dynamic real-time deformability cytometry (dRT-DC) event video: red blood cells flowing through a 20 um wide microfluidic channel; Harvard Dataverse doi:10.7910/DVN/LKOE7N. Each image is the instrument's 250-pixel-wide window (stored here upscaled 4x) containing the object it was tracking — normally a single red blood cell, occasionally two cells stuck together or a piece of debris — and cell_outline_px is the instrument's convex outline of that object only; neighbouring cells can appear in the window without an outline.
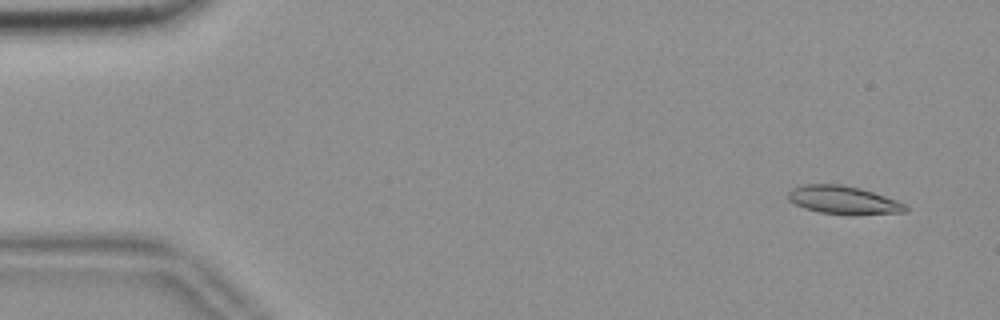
{"species": "common noctule bat (a hibernating species)", "species_latin": "Nyctalus noctula", "temperature_condition": "room temperature", "stored_images_in_passage": 56, "camera_frame_rate_fps": 3000, "um_per_image_px": 0.085, "animal": {"sex": "female", "body_mass_g": 18.4}, "frame": {"image": 1, "passage_image": 4, "time_ms": 1.0, "image_size_px": [1000, 320], "cell_outline_px": [[908, 212], [852, 216], [820, 212], [804, 208], [788, 200], [788, 192], [792, 188], [804, 184], [840, 184], [860, 188], [896, 200], [904, 204], [908, 208]], "centroid_in_image_um": [71.7, 17.02], "position_along_channel_um": 13.3, "area_um2": 19.48}}
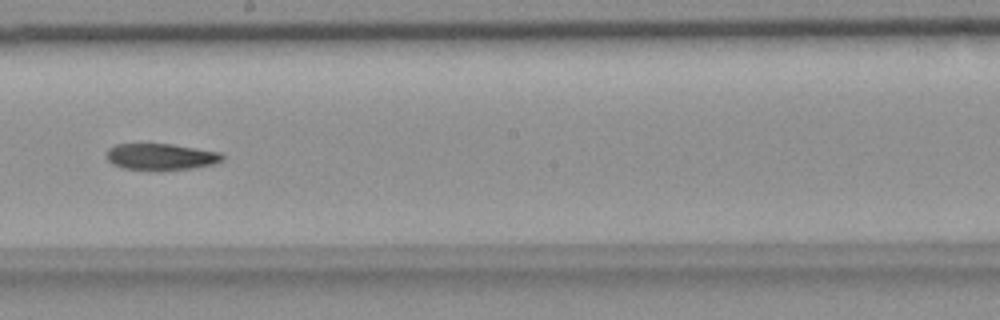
{"frame": {"image": 2, "passage_image": 32, "time_ms": 10.333, "image_size_px": [1000, 320], "cell_outline_px": [[224, 160], [212, 164], [192, 168], [120, 168], [112, 164], [108, 160], [108, 148], [116, 144], [172, 144], [220, 152], [224, 156]], "centroid_in_image_um": [13.69, 13.29], "position_along_channel_um": 234.5, "area_um2": 17.22}}
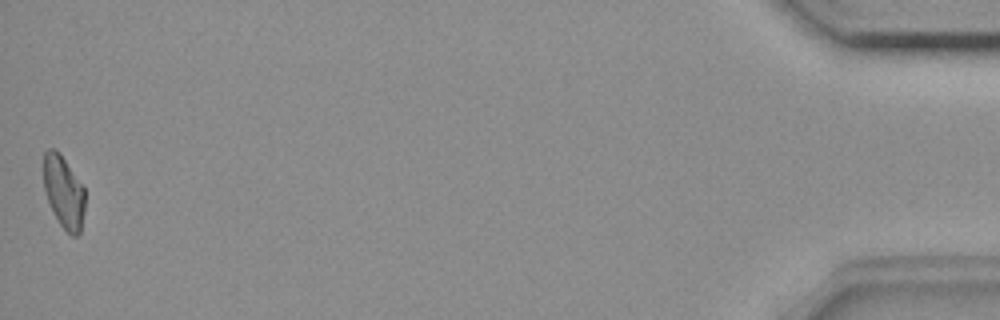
{"frame": {"image": 3, "passage_image": 56, "time_ms": 18.333, "image_size_px": [1000, 320], "cell_outline_px": [[84, 212], [80, 232], [76, 236], [72, 236], [60, 224], [48, 200], [44, 188], [44, 152], [48, 148], [56, 148], [84, 184]], "centroid_in_image_um": [5.43, 16.27], "position_along_channel_um": 429.8, "area_um2": 17.46}}